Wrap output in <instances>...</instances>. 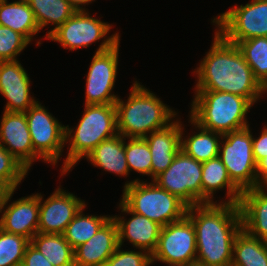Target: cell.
Masks as SVG:
<instances>
[{
  "instance_id": "2",
  "label": "cell",
  "mask_w": 267,
  "mask_h": 266,
  "mask_svg": "<svg viewBox=\"0 0 267 266\" xmlns=\"http://www.w3.org/2000/svg\"><path fill=\"white\" fill-rule=\"evenodd\" d=\"M186 216L196 232V264L231 266L233 243L242 229L238 204L202 203L188 207Z\"/></svg>"
},
{
  "instance_id": "13",
  "label": "cell",
  "mask_w": 267,
  "mask_h": 266,
  "mask_svg": "<svg viewBox=\"0 0 267 266\" xmlns=\"http://www.w3.org/2000/svg\"><path fill=\"white\" fill-rule=\"evenodd\" d=\"M112 25L90 16L87 10L76 11L68 20L55 29L47 39L60 43L69 50L89 47L102 38H120L119 33L106 36Z\"/></svg>"
},
{
  "instance_id": "35",
  "label": "cell",
  "mask_w": 267,
  "mask_h": 266,
  "mask_svg": "<svg viewBox=\"0 0 267 266\" xmlns=\"http://www.w3.org/2000/svg\"><path fill=\"white\" fill-rule=\"evenodd\" d=\"M121 247V245L118 246L104 266H150L154 263L151 254L142 249L125 251L121 250Z\"/></svg>"
},
{
  "instance_id": "34",
  "label": "cell",
  "mask_w": 267,
  "mask_h": 266,
  "mask_svg": "<svg viewBox=\"0 0 267 266\" xmlns=\"http://www.w3.org/2000/svg\"><path fill=\"white\" fill-rule=\"evenodd\" d=\"M30 42L20 33L0 25V61L17 60Z\"/></svg>"
},
{
  "instance_id": "26",
  "label": "cell",
  "mask_w": 267,
  "mask_h": 266,
  "mask_svg": "<svg viewBox=\"0 0 267 266\" xmlns=\"http://www.w3.org/2000/svg\"><path fill=\"white\" fill-rule=\"evenodd\" d=\"M39 26L40 31L47 25H56L46 34L47 37L77 10L67 0H26Z\"/></svg>"
},
{
  "instance_id": "24",
  "label": "cell",
  "mask_w": 267,
  "mask_h": 266,
  "mask_svg": "<svg viewBox=\"0 0 267 266\" xmlns=\"http://www.w3.org/2000/svg\"><path fill=\"white\" fill-rule=\"evenodd\" d=\"M0 25L22 34L29 42L40 31L34 12L26 0H0Z\"/></svg>"
},
{
  "instance_id": "23",
  "label": "cell",
  "mask_w": 267,
  "mask_h": 266,
  "mask_svg": "<svg viewBox=\"0 0 267 266\" xmlns=\"http://www.w3.org/2000/svg\"><path fill=\"white\" fill-rule=\"evenodd\" d=\"M125 140L121 134H116L99 143L85 159L95 167L127 177L130 172L125 155Z\"/></svg>"
},
{
  "instance_id": "6",
  "label": "cell",
  "mask_w": 267,
  "mask_h": 266,
  "mask_svg": "<svg viewBox=\"0 0 267 266\" xmlns=\"http://www.w3.org/2000/svg\"><path fill=\"white\" fill-rule=\"evenodd\" d=\"M135 179L124 184L121 201L132 211L161 225L176 222L187 214L188 206L154 181Z\"/></svg>"
},
{
  "instance_id": "29",
  "label": "cell",
  "mask_w": 267,
  "mask_h": 266,
  "mask_svg": "<svg viewBox=\"0 0 267 266\" xmlns=\"http://www.w3.org/2000/svg\"><path fill=\"white\" fill-rule=\"evenodd\" d=\"M86 205L80 209L63 233L73 249L87 242L112 216L83 215Z\"/></svg>"
},
{
  "instance_id": "27",
  "label": "cell",
  "mask_w": 267,
  "mask_h": 266,
  "mask_svg": "<svg viewBox=\"0 0 267 266\" xmlns=\"http://www.w3.org/2000/svg\"><path fill=\"white\" fill-rule=\"evenodd\" d=\"M190 122L192 125L194 124L196 129H199V132L188 136L187 139L181 136V150L199 162H205L218 157L221 142L220 138H222L223 135L202 128L191 118Z\"/></svg>"
},
{
  "instance_id": "8",
  "label": "cell",
  "mask_w": 267,
  "mask_h": 266,
  "mask_svg": "<svg viewBox=\"0 0 267 266\" xmlns=\"http://www.w3.org/2000/svg\"><path fill=\"white\" fill-rule=\"evenodd\" d=\"M218 157L225 165L230 179L242 191L256 187L257 163L253 155L249 126L224 134Z\"/></svg>"
},
{
  "instance_id": "7",
  "label": "cell",
  "mask_w": 267,
  "mask_h": 266,
  "mask_svg": "<svg viewBox=\"0 0 267 266\" xmlns=\"http://www.w3.org/2000/svg\"><path fill=\"white\" fill-rule=\"evenodd\" d=\"M119 38H106L99 45L90 63L86 78L85 105L115 104L112 94L117 76Z\"/></svg>"
},
{
  "instance_id": "25",
  "label": "cell",
  "mask_w": 267,
  "mask_h": 266,
  "mask_svg": "<svg viewBox=\"0 0 267 266\" xmlns=\"http://www.w3.org/2000/svg\"><path fill=\"white\" fill-rule=\"evenodd\" d=\"M231 266H267V242L242 228L233 243Z\"/></svg>"
},
{
  "instance_id": "21",
  "label": "cell",
  "mask_w": 267,
  "mask_h": 266,
  "mask_svg": "<svg viewBox=\"0 0 267 266\" xmlns=\"http://www.w3.org/2000/svg\"><path fill=\"white\" fill-rule=\"evenodd\" d=\"M267 187L242 191L239 207L242 228L251 236L267 242Z\"/></svg>"
},
{
  "instance_id": "14",
  "label": "cell",
  "mask_w": 267,
  "mask_h": 266,
  "mask_svg": "<svg viewBox=\"0 0 267 266\" xmlns=\"http://www.w3.org/2000/svg\"><path fill=\"white\" fill-rule=\"evenodd\" d=\"M14 192L15 190H9L1 194L0 229L31 241L32 237L38 233L40 194L25 196L8 204Z\"/></svg>"
},
{
  "instance_id": "30",
  "label": "cell",
  "mask_w": 267,
  "mask_h": 266,
  "mask_svg": "<svg viewBox=\"0 0 267 266\" xmlns=\"http://www.w3.org/2000/svg\"><path fill=\"white\" fill-rule=\"evenodd\" d=\"M254 77L267 90V37L250 38L236 43Z\"/></svg>"
},
{
  "instance_id": "37",
  "label": "cell",
  "mask_w": 267,
  "mask_h": 266,
  "mask_svg": "<svg viewBox=\"0 0 267 266\" xmlns=\"http://www.w3.org/2000/svg\"><path fill=\"white\" fill-rule=\"evenodd\" d=\"M252 150L257 164L267 156V125L263 128L259 137L254 138L252 135Z\"/></svg>"
},
{
  "instance_id": "1",
  "label": "cell",
  "mask_w": 267,
  "mask_h": 266,
  "mask_svg": "<svg viewBox=\"0 0 267 266\" xmlns=\"http://www.w3.org/2000/svg\"><path fill=\"white\" fill-rule=\"evenodd\" d=\"M195 91H219L257 102L267 90L254 77L251 67L236 44L215 32L210 50L195 69Z\"/></svg>"
},
{
  "instance_id": "10",
  "label": "cell",
  "mask_w": 267,
  "mask_h": 266,
  "mask_svg": "<svg viewBox=\"0 0 267 266\" xmlns=\"http://www.w3.org/2000/svg\"><path fill=\"white\" fill-rule=\"evenodd\" d=\"M158 186L178 197L188 207L202 204V162L180 150L172 164L155 177Z\"/></svg>"
},
{
  "instance_id": "16",
  "label": "cell",
  "mask_w": 267,
  "mask_h": 266,
  "mask_svg": "<svg viewBox=\"0 0 267 266\" xmlns=\"http://www.w3.org/2000/svg\"><path fill=\"white\" fill-rule=\"evenodd\" d=\"M0 122V145L29 171L40 157L34 152L25 113L4 111Z\"/></svg>"
},
{
  "instance_id": "36",
  "label": "cell",
  "mask_w": 267,
  "mask_h": 266,
  "mask_svg": "<svg viewBox=\"0 0 267 266\" xmlns=\"http://www.w3.org/2000/svg\"><path fill=\"white\" fill-rule=\"evenodd\" d=\"M21 266H53L31 243L27 246Z\"/></svg>"
},
{
  "instance_id": "28",
  "label": "cell",
  "mask_w": 267,
  "mask_h": 266,
  "mask_svg": "<svg viewBox=\"0 0 267 266\" xmlns=\"http://www.w3.org/2000/svg\"><path fill=\"white\" fill-rule=\"evenodd\" d=\"M30 243L35 246L53 266H74V249L63 234L36 233Z\"/></svg>"
},
{
  "instance_id": "5",
  "label": "cell",
  "mask_w": 267,
  "mask_h": 266,
  "mask_svg": "<svg viewBox=\"0 0 267 266\" xmlns=\"http://www.w3.org/2000/svg\"><path fill=\"white\" fill-rule=\"evenodd\" d=\"M65 133V142H70V147L63 162L61 175L68 173L99 143L118 134L115 104L85 105L75 131L67 125Z\"/></svg>"
},
{
  "instance_id": "32",
  "label": "cell",
  "mask_w": 267,
  "mask_h": 266,
  "mask_svg": "<svg viewBox=\"0 0 267 266\" xmlns=\"http://www.w3.org/2000/svg\"><path fill=\"white\" fill-rule=\"evenodd\" d=\"M125 142L126 161L130 171L151 176L152 158L149 145L144 138H128Z\"/></svg>"
},
{
  "instance_id": "31",
  "label": "cell",
  "mask_w": 267,
  "mask_h": 266,
  "mask_svg": "<svg viewBox=\"0 0 267 266\" xmlns=\"http://www.w3.org/2000/svg\"><path fill=\"white\" fill-rule=\"evenodd\" d=\"M30 240L0 229V266H21Z\"/></svg>"
},
{
  "instance_id": "17",
  "label": "cell",
  "mask_w": 267,
  "mask_h": 266,
  "mask_svg": "<svg viewBox=\"0 0 267 266\" xmlns=\"http://www.w3.org/2000/svg\"><path fill=\"white\" fill-rule=\"evenodd\" d=\"M30 82L18 60L0 61V93L8 100L4 111L26 112L37 102L30 95Z\"/></svg>"
},
{
  "instance_id": "19",
  "label": "cell",
  "mask_w": 267,
  "mask_h": 266,
  "mask_svg": "<svg viewBox=\"0 0 267 266\" xmlns=\"http://www.w3.org/2000/svg\"><path fill=\"white\" fill-rule=\"evenodd\" d=\"M118 246V226L111 217L94 236L74 249V266H104Z\"/></svg>"
},
{
  "instance_id": "4",
  "label": "cell",
  "mask_w": 267,
  "mask_h": 266,
  "mask_svg": "<svg viewBox=\"0 0 267 266\" xmlns=\"http://www.w3.org/2000/svg\"><path fill=\"white\" fill-rule=\"evenodd\" d=\"M190 118L204 129L221 135L248 127L252 103L245 97L219 91H195Z\"/></svg>"
},
{
  "instance_id": "33",
  "label": "cell",
  "mask_w": 267,
  "mask_h": 266,
  "mask_svg": "<svg viewBox=\"0 0 267 266\" xmlns=\"http://www.w3.org/2000/svg\"><path fill=\"white\" fill-rule=\"evenodd\" d=\"M28 170L0 145V189L16 190Z\"/></svg>"
},
{
  "instance_id": "22",
  "label": "cell",
  "mask_w": 267,
  "mask_h": 266,
  "mask_svg": "<svg viewBox=\"0 0 267 266\" xmlns=\"http://www.w3.org/2000/svg\"><path fill=\"white\" fill-rule=\"evenodd\" d=\"M227 188V203L239 204L242 190L230 179L219 157L202 162V203H214L216 190Z\"/></svg>"
},
{
  "instance_id": "40",
  "label": "cell",
  "mask_w": 267,
  "mask_h": 266,
  "mask_svg": "<svg viewBox=\"0 0 267 266\" xmlns=\"http://www.w3.org/2000/svg\"><path fill=\"white\" fill-rule=\"evenodd\" d=\"M190 266H201V265H198V264H193V265H190Z\"/></svg>"
},
{
  "instance_id": "38",
  "label": "cell",
  "mask_w": 267,
  "mask_h": 266,
  "mask_svg": "<svg viewBox=\"0 0 267 266\" xmlns=\"http://www.w3.org/2000/svg\"><path fill=\"white\" fill-rule=\"evenodd\" d=\"M256 186L267 187V156L257 164Z\"/></svg>"
},
{
  "instance_id": "18",
  "label": "cell",
  "mask_w": 267,
  "mask_h": 266,
  "mask_svg": "<svg viewBox=\"0 0 267 266\" xmlns=\"http://www.w3.org/2000/svg\"><path fill=\"white\" fill-rule=\"evenodd\" d=\"M119 207L121 212L132 215L128 221L124 216H112L118 226L119 245L122 246L124 240L128 239L136 249H142L152 255L157 247L162 226L132 212L121 200Z\"/></svg>"
},
{
  "instance_id": "9",
  "label": "cell",
  "mask_w": 267,
  "mask_h": 266,
  "mask_svg": "<svg viewBox=\"0 0 267 266\" xmlns=\"http://www.w3.org/2000/svg\"><path fill=\"white\" fill-rule=\"evenodd\" d=\"M217 31L230 43L267 37V0H252L233 6L212 20Z\"/></svg>"
},
{
  "instance_id": "3",
  "label": "cell",
  "mask_w": 267,
  "mask_h": 266,
  "mask_svg": "<svg viewBox=\"0 0 267 266\" xmlns=\"http://www.w3.org/2000/svg\"><path fill=\"white\" fill-rule=\"evenodd\" d=\"M127 99L124 102L118 98L115 103L117 132L127 139L144 138L148 133L163 129L177 115L137 81L133 83Z\"/></svg>"
},
{
  "instance_id": "39",
  "label": "cell",
  "mask_w": 267,
  "mask_h": 266,
  "mask_svg": "<svg viewBox=\"0 0 267 266\" xmlns=\"http://www.w3.org/2000/svg\"><path fill=\"white\" fill-rule=\"evenodd\" d=\"M77 11H83L85 8L83 5H89L92 1L95 0H67Z\"/></svg>"
},
{
  "instance_id": "15",
  "label": "cell",
  "mask_w": 267,
  "mask_h": 266,
  "mask_svg": "<svg viewBox=\"0 0 267 266\" xmlns=\"http://www.w3.org/2000/svg\"><path fill=\"white\" fill-rule=\"evenodd\" d=\"M40 194L38 233L63 234L67 225L84 207L85 201L74 194L64 191L60 187L42 201Z\"/></svg>"
},
{
  "instance_id": "20",
  "label": "cell",
  "mask_w": 267,
  "mask_h": 266,
  "mask_svg": "<svg viewBox=\"0 0 267 266\" xmlns=\"http://www.w3.org/2000/svg\"><path fill=\"white\" fill-rule=\"evenodd\" d=\"M183 127L179 120L171 122L167 127L153 131L144 139L149 145L152 165V180L164 172L181 150V136Z\"/></svg>"
},
{
  "instance_id": "12",
  "label": "cell",
  "mask_w": 267,
  "mask_h": 266,
  "mask_svg": "<svg viewBox=\"0 0 267 266\" xmlns=\"http://www.w3.org/2000/svg\"><path fill=\"white\" fill-rule=\"evenodd\" d=\"M196 232L192 221L185 216L161 228L152 260L167 265L190 266L196 264Z\"/></svg>"
},
{
  "instance_id": "11",
  "label": "cell",
  "mask_w": 267,
  "mask_h": 266,
  "mask_svg": "<svg viewBox=\"0 0 267 266\" xmlns=\"http://www.w3.org/2000/svg\"><path fill=\"white\" fill-rule=\"evenodd\" d=\"M24 113L34 152L43 161L56 165L66 145V126H62L39 101Z\"/></svg>"
}]
</instances>
